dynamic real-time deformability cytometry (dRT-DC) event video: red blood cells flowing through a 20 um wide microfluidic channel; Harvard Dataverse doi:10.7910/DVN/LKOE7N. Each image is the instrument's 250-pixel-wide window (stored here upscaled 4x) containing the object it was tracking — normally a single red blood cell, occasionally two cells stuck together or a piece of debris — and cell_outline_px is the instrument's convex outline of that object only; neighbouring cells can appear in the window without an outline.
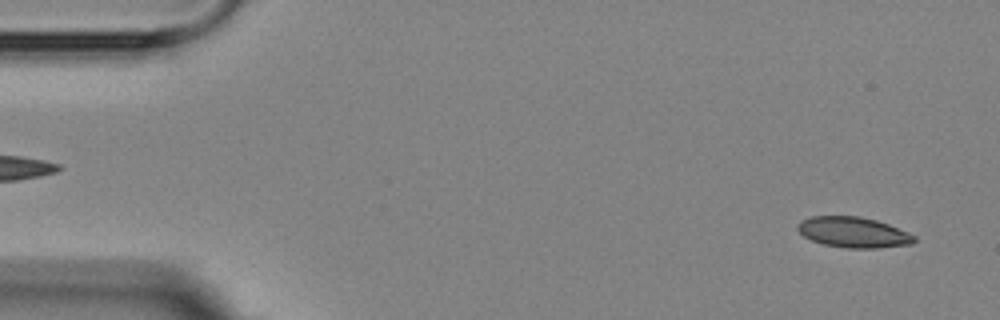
{"species": "Egyptian fruit bat (a non-hibernating species)", "species_latin": "Rousettus aegyptiacus", "temperature_condition": "room temperature", "stored_images_in_passage": 5, "segment_of_instrument_passage": [2, 2], "camera_frame_rate_fps": 3000, "um_per_image_px": 0.085, "animal": {"sex": "female"}, "frame": {"image": 1, "passage_image": 5, "time_ms": 5.333, "image_size_px": [1000, 320], "cell_outline_px": [[916, 240], [912, 244], [876, 248], [848, 248], [824, 244], [812, 240], [804, 236], [796, 228], [796, 224], [800, 220], [812, 216], [860, 216], [876, 220], [888, 224], [908, 232], [916, 236]], "centroid_in_image_um": [72.53, 19.74], "position_along_channel_um": 12.5, "area_um2": 20.81}}